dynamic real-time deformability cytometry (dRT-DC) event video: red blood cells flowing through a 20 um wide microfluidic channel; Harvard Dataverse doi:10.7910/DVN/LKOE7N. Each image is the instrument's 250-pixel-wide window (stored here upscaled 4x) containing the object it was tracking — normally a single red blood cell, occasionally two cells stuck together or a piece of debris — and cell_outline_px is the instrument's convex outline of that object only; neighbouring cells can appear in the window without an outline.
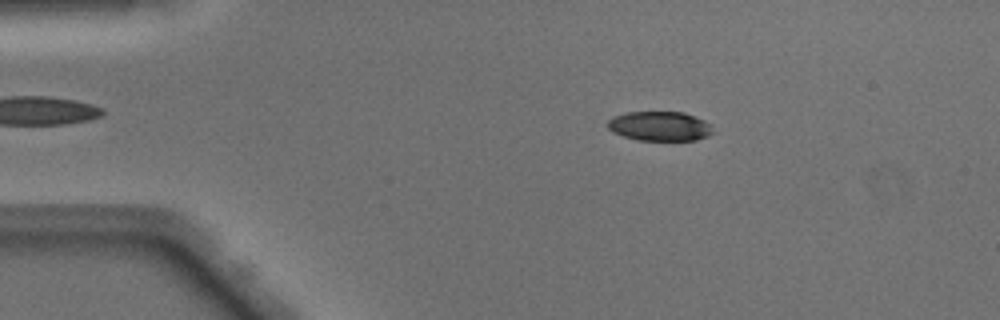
{"species": "Egyptian fruit bat (a non-hibernating species)", "species_latin": "Rousettus aegyptiacus", "temperature_condition": "warm", "stored_images_in_passage": 49, "camera_frame_rate_fps": 3000, "um_per_image_px": 0.085, "animal": {"sex": "male"}, "frame": {"image": 1, "passage_image": 8, "time_ms": 2.333, "image_size_px": [1000, 320], "cell_outline_px": [[712, 132], [708, 136], [696, 140], [636, 140], [612, 132], [608, 128], [608, 120], [612, 116], [624, 112], [684, 112], [704, 120], [712, 124]], "centroid_in_image_um": [56.07, 10.72], "position_along_channel_um": 28.9, "area_um2": 18.21}}
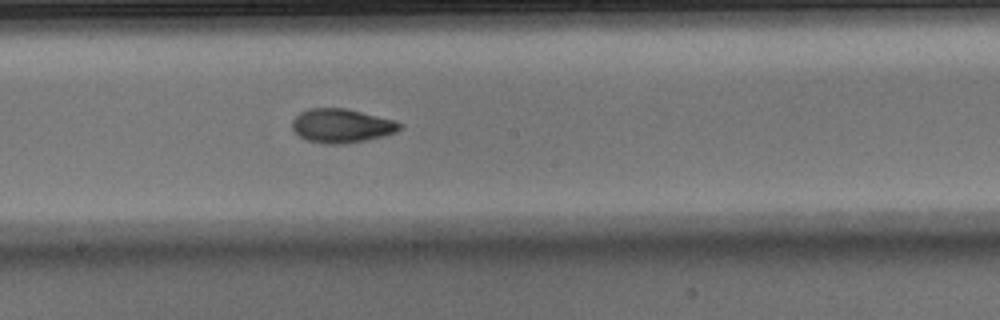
{"frame": {"image": 2, "passage_image": 26, "time_ms": 8.333, "image_size_px": [1000, 320], "cell_outline_px": [[404, 128], [396, 132], [384, 136], [364, 140], [340, 144], [328, 144], [308, 140], [300, 136], [292, 128], [292, 120], [300, 112], [308, 108], [348, 108], [396, 120], [404, 124]], "centroid_in_image_um": [29.09, 10.67], "position_along_channel_um": 219.1, "area_um2": 21.44}}
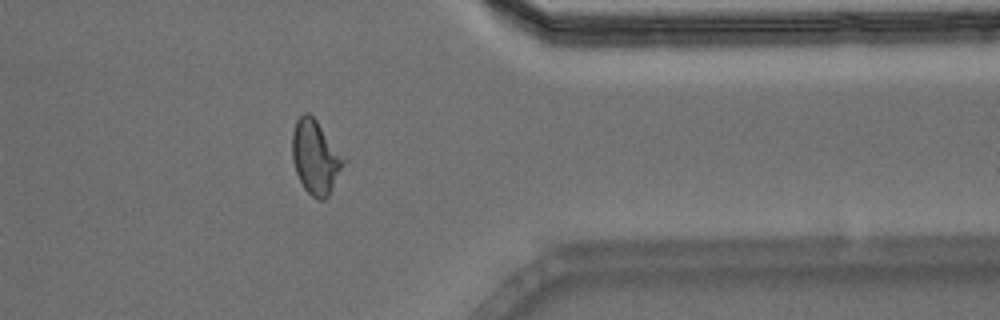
{"frame": {"image": 3, "passage_image": 39, "time_ms": 12.667, "image_size_px": [1000, 320], "cell_outline_px": [[344, 164], [328, 196], [324, 200], [320, 200], [312, 196], [304, 188], [296, 172], [292, 160], [292, 132], [296, 120], [304, 112], [308, 112], [316, 120], [344, 160]], "centroid_in_image_um": [26.76, 13.36], "position_along_channel_um": 384.6, "area_um2": 21.44}, "authors_computed_cell_mechanics": {"area_um2": 20.808, "velocity_mm_per_s": 4.0978, "shape_relaxation_time_tau1_ms": 4.2469, "shape_relaxation_time_tau2_ms": 1.7126, "deformation_change_tau1": 0.1619, "deformation_change_tau2": 0.0721}}